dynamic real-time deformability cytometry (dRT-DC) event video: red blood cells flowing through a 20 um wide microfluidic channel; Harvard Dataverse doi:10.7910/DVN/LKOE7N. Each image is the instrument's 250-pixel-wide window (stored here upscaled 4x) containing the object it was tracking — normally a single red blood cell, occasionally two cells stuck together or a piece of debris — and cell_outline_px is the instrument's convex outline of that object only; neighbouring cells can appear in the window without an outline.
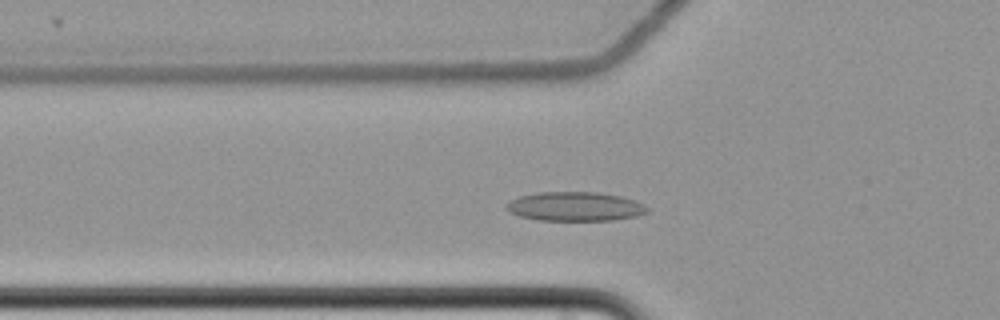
{"species": "common noctule bat (a hibernating species)", "species_latin": "Nyctalus noctula", "temperature_condition": "cold", "stored_images_in_passage": 54, "camera_frame_rate_fps": 3000, "um_per_image_px": 0.085, "animal": {"sex": "female", "body_mass_g": 22.7, "forearm_length_mm": 54.2}, "frame": {"image": 1, "passage_image": 15, "time_ms": 4.667, "image_size_px": [1000, 320], "cell_outline_px": [[644, 212], [632, 216], [608, 220], [544, 220], [520, 216], [512, 212], [508, 208], [508, 204], [512, 200], [524, 196], [544, 192], [592, 192], [616, 196], [632, 200], [640, 204], [644, 208]], "centroid_in_image_um": [48.82, 17.55], "position_along_channel_um": 77.0, "area_um2": 22.54}}
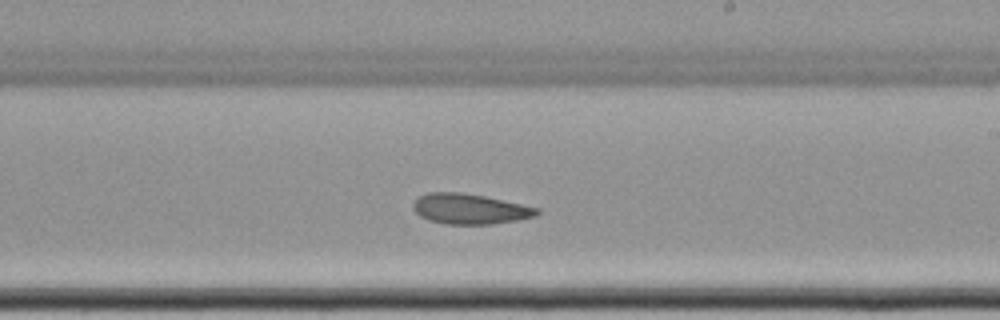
{"frame": {"image": 2, "passage_image": 30, "time_ms": 9.667, "image_size_px": [1000, 320], "cell_outline_px": [[540, 212], [532, 216], [516, 220], [488, 224], [448, 224], [432, 220], [420, 216], [416, 212], [416, 200], [420, 196], [432, 192], [456, 192], [484, 196], [540, 208]], "centroid_in_image_um": [39.98, 17.75], "position_along_channel_um": 249.0, "area_um2": 21.15}}
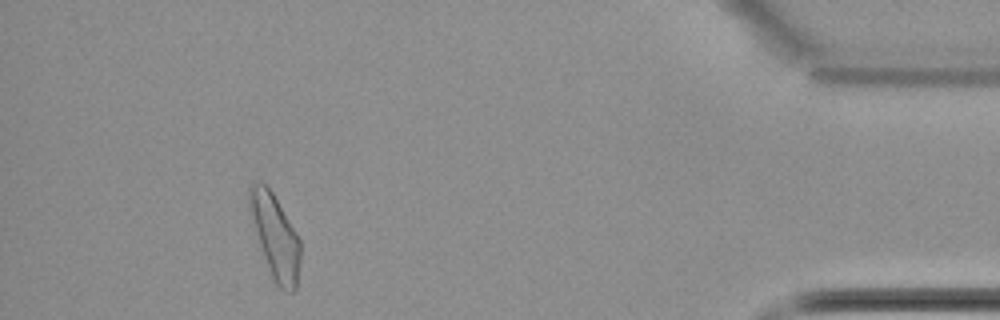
{"frame": {"image": 3, "passage_image": 49, "time_ms": 16.0, "image_size_px": [1000, 320], "cell_outline_px": [[300, 260], [296, 288], [292, 292], [288, 292], [280, 288], [276, 284], [272, 276], [260, 244], [252, 212], [248, 192], [252, 184], [264, 184], [272, 192], [300, 240]], "centroid_in_image_um": [23.45, 20.17], "position_along_channel_um": 411.8, "area_um2": 23.47}}